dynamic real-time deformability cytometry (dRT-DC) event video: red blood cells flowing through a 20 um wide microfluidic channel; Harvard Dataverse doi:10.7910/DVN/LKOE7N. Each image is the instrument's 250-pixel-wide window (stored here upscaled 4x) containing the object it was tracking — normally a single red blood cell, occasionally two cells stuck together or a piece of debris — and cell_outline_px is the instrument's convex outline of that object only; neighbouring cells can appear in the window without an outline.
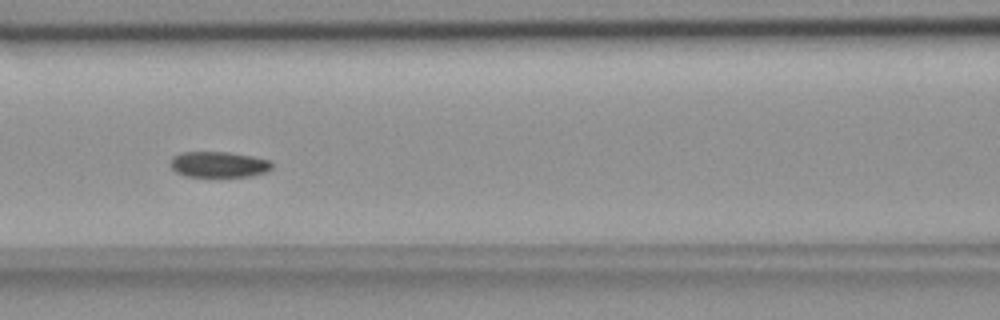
{"species": "common noctule bat (a hibernating species)", "species_latin": "Nyctalus noctula", "temperature_condition": "room temperature", "stored_images_in_passage": 55, "camera_frame_rate_fps": 3000, "um_per_image_px": 0.085, "animal": {"sex": "female", "body_mass_g": 18.4}, "frame": {"image": 1, "passage_image": 24, "time_ms": 7.667, "image_size_px": [1000, 320], "cell_outline_px": [[272, 168], [264, 172], [252, 176], [184, 176], [176, 172], [172, 168], [172, 156], [180, 152], [228, 152], [252, 156], [272, 160]], "centroid_in_image_um": [18.61, 13.97], "position_along_channel_um": 148.0, "area_um2": 15.2}}
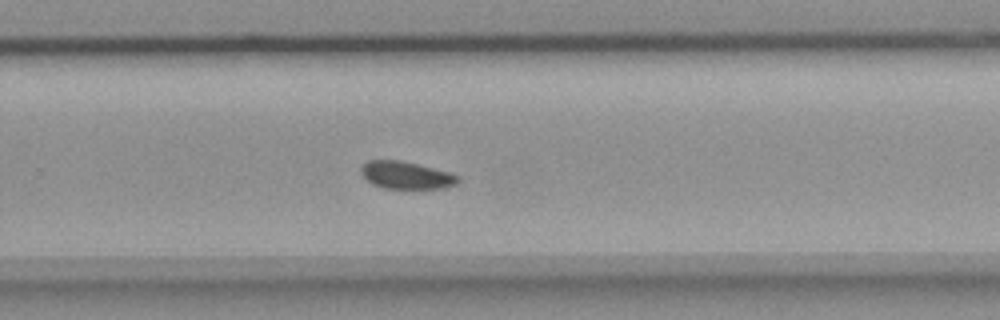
{"frame": {"image": 2, "passage_image": 36, "time_ms": 11.667, "image_size_px": [1000, 320], "cell_outline_px": [[460, 180], [456, 184], [444, 188], [384, 188], [372, 184], [360, 172], [360, 164], [368, 160], [400, 160], [452, 172], [460, 176]], "centroid_in_image_um": [34.53, 14.88], "position_along_channel_um": 295.3, "area_um2": 15.66}}
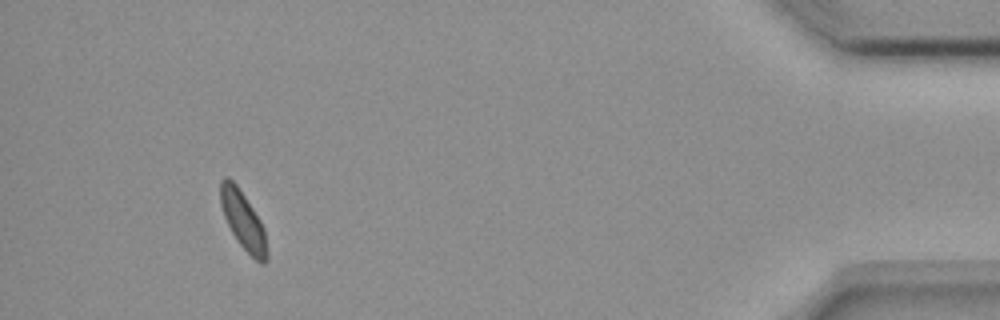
{"frame": {"image": 3, "passage_image": 51, "time_ms": 16.667, "image_size_px": [1000, 320], "cell_outline_px": [[268, 260], [264, 264], [260, 264], [236, 240], [224, 216], [220, 204], [220, 180], [224, 176], [228, 176], [236, 184], [260, 220], [264, 228], [268, 252]], "centroid_in_image_um": [20.67, 18.75], "position_along_channel_um": 414.5, "area_um2": 15.66}, "authors_computed_cell_mechanics": {"area_um2": 16.0106, "velocity_mm_per_s": 3.6941, "shape_relaxation_time_tau1_ms": 3.6238, "shape_relaxation_time_tau2_ms": 9.7507, "deformation_change_tau1": 0.0658, "deformation_change_tau2": 0.1018}}